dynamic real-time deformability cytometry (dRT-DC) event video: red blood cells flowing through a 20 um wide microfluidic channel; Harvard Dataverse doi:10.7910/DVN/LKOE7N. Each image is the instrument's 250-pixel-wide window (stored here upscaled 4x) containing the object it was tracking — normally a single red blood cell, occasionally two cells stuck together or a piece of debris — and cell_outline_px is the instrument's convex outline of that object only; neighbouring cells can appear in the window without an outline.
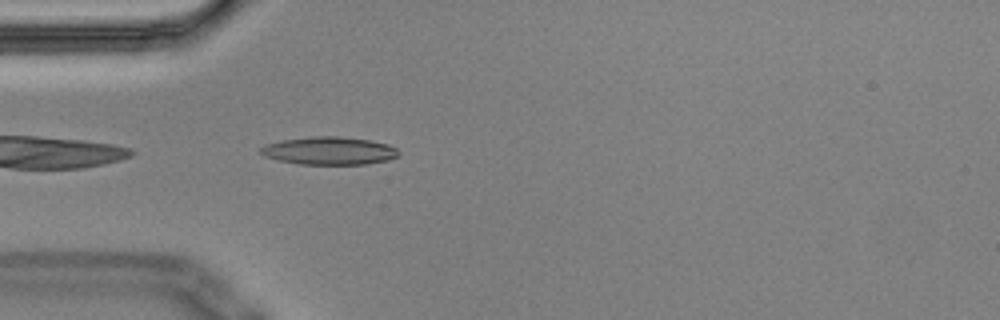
{"species": "Egyptian fruit bat (a non-hibernating species)", "species_latin": "Rousettus aegyptiacus", "temperature_condition": "cold", "stored_images_in_passage": 3, "camera_frame_rate_fps": 3000, "um_per_image_px": 0.085, "animal": {"sex": "male"}, "frame": {"image": 1, "passage_image": 3, "time_ms": 0.667, "image_size_px": [1000, 320], "cell_outline_px": [[400, 152], [396, 156], [388, 160], [364, 164], [300, 164], [280, 160], [264, 156], [260, 152], [260, 148], [268, 144], [284, 140], [312, 136], [340, 136], [368, 140], [388, 144], [396, 148]], "centroid_in_image_um": [28.0, 12.81], "position_along_channel_um": 57.0, "area_um2": 22.14}}